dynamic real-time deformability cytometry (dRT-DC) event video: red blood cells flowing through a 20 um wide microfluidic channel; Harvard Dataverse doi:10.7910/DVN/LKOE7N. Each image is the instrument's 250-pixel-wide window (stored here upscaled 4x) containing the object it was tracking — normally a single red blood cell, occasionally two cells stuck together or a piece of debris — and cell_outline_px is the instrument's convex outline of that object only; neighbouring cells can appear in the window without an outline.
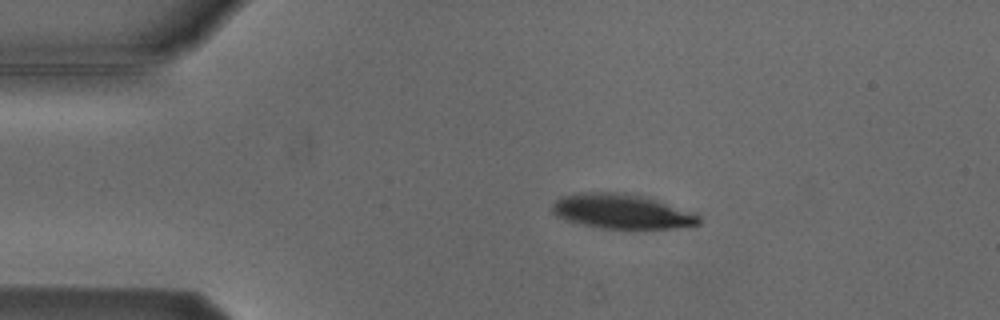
{"species": "Egyptian fruit bat (a non-hibernating species)", "species_latin": "Rousettus aegyptiacus", "temperature_condition": "cold", "stored_images_in_passage": 3, "camera_frame_rate_fps": 3000, "um_per_image_px": 0.085, "animal": {"sex": "male"}, "frame": {"image": 1, "passage_image": 1, "time_ms": 0.0, "image_size_px": [1000, 320], "cell_outline_px": [[700, 224], [676, 228], [600, 228], [564, 220], [556, 216], [552, 212], [552, 204], [560, 196], [584, 192], [624, 192], [656, 200], [696, 212], [700, 216]], "centroid_in_image_um": [52.84, 17.96], "position_along_channel_um": 32.2, "area_um2": 29.71}}
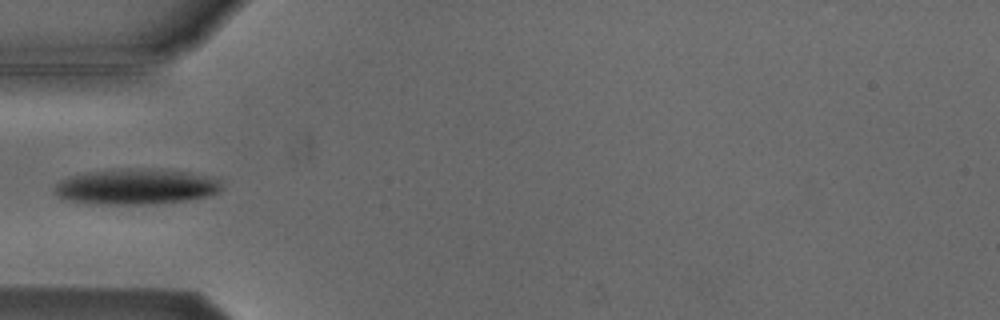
{"frame": {"image": 2, "passage_image": 3, "time_ms": 2.333, "image_size_px": [1000, 320], "cell_outline_px": [[224, 188], [220, 192], [188, 200], [156, 204], [88, 204], [64, 200], [52, 192], [56, 184], [60, 180], [68, 176], [88, 172], [112, 168], [152, 168], [188, 172], [208, 176], [220, 180]], "centroid_in_image_um": [11.52, 15.86], "position_along_channel_um": 73.5, "area_um2": 35.49}}